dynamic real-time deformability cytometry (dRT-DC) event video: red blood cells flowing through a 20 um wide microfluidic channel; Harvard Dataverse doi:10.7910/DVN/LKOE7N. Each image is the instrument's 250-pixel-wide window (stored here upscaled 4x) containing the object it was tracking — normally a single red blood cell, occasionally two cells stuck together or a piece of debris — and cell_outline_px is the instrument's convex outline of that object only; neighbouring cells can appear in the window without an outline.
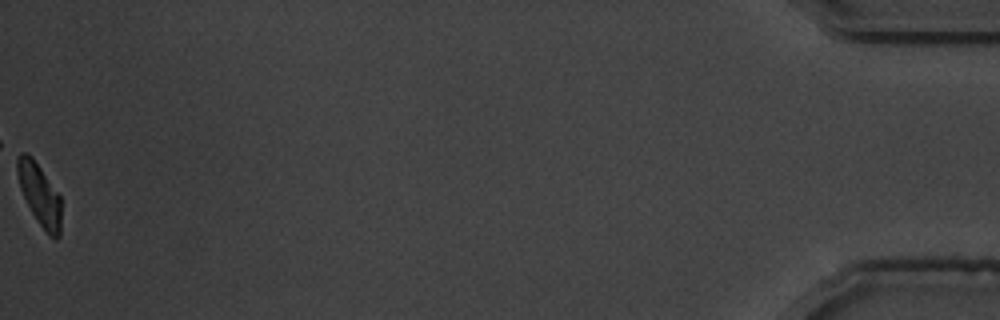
{"species": "common noctule bat (a hibernating species)", "species_latin": "Nyctalus noctula", "temperature_condition": "warm", "stored_images_in_passage": 57, "camera_frame_rate_fps": 3000, "um_per_image_px": 0.085, "animal": {"sex": "male", "body_mass_g": 19.5, "forearm_length_mm": 54.6}, "frame": {"image": 1, "passage_image": 57, "time_ms": 18.667, "image_size_px": [1000, 320], "cell_outline_px": [[60, 236], [56, 240], [48, 236], [32, 212], [20, 188], [16, 172], [16, 156], [20, 152], [24, 152], [32, 156], [60, 196]], "centroid_in_image_um": [3.34, 16.51], "position_along_channel_um": 431.9, "area_um2": 15.72}, "authors_computed_cell_mechanics": {"area_um2": 17.34, "velocity_mm_per_s": 3.6337, "shape_relaxation_time_tau1_ms": 4.181, "shape_relaxation_time_tau2_ms": null, "deformation_change_tau1": 0.1763, "deformation_change_tau2": null}}